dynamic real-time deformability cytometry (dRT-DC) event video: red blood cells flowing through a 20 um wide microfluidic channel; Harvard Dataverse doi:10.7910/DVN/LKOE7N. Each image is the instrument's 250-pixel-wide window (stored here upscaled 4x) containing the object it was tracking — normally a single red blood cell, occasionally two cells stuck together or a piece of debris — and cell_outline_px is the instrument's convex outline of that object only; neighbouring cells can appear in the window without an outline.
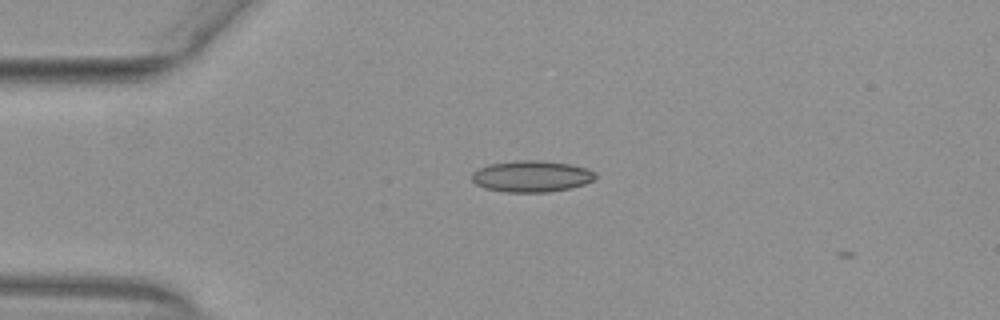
{"species": "common noctule bat (a hibernating species)", "species_latin": "Nyctalus noctula", "temperature_condition": "warm", "stored_images_in_passage": 3, "camera_frame_rate_fps": 3000, "um_per_image_px": 0.085, "animal": {"sex": "female", "body_mass_g": 29.2, "forearm_length_mm": 56.3}, "frame": {"image": 1, "passage_image": 1, "time_ms": 0.0, "image_size_px": [1000, 320], "cell_outline_px": [[596, 176], [592, 180], [584, 184], [568, 188], [548, 192], [504, 192], [484, 188], [476, 184], [472, 180], [472, 172], [480, 168], [492, 164], [516, 160], [544, 160], [568, 164], [584, 168], [596, 172]], "centroid_in_image_um": [45.16, 14.99], "position_along_channel_um": 39.8, "area_um2": 22.43}}